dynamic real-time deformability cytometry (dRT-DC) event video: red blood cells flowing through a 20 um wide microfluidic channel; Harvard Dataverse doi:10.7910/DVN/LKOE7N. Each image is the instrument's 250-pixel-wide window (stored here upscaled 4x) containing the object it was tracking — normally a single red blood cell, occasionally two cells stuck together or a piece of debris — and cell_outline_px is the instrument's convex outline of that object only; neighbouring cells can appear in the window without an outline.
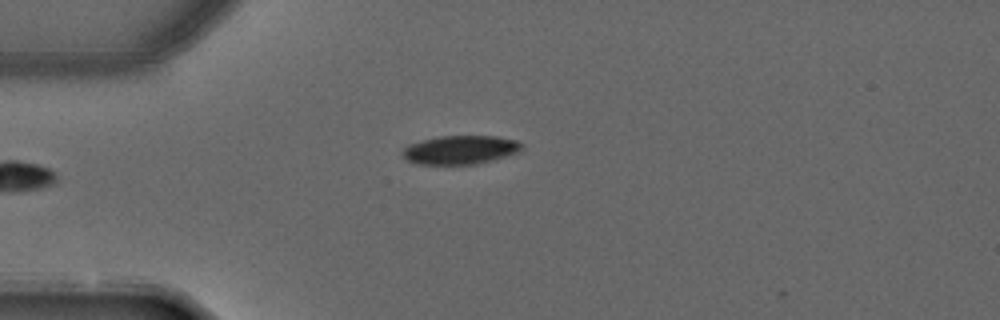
{"species": "common noctule bat (a hibernating species)", "species_latin": "Nyctalus noctula", "temperature_condition": "warm", "stored_images_in_passage": 3, "camera_frame_rate_fps": 3000, "um_per_image_px": 0.085, "animal": {"sex": "male", "forearm_length_mm": 52.5}, "frame": {"image": 1, "passage_image": 3, "time_ms": 0.667, "image_size_px": [1000, 320], "cell_outline_px": [[524, 148], [516, 152], [492, 160], [476, 164], [416, 164], [408, 160], [400, 152], [408, 144], [436, 136], [496, 136], [520, 140], [524, 144]], "centroid_in_image_um": [39.13, 12.72], "position_along_channel_um": 45.9, "area_um2": 20.06}}